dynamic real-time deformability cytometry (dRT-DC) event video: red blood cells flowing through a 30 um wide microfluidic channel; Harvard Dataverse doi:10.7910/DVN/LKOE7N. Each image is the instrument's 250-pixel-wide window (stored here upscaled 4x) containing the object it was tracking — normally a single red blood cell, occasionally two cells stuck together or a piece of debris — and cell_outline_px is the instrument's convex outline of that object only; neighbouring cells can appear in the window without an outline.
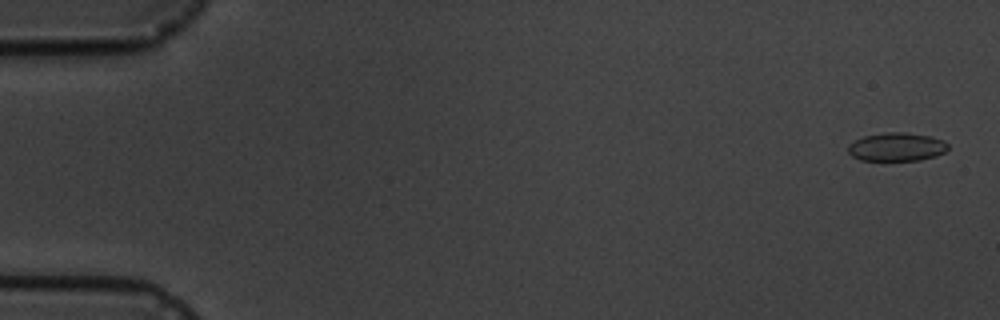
{"species": "common noctule bat (a hibernating species)", "species_latin": "Nyctalus noctula", "temperature_condition": "cold", "stored_images_in_passage": 6, "camera_frame_rate_fps": 3000, "um_per_image_px": 0.085, "animal": {"sex": "male", "body_mass_g": 19.5, "forearm_length_mm": 54.6}, "frame": {"image": 1, "passage_image": 1, "time_ms": 0.0, "image_size_px": [1000, 320], "cell_outline_px": [[948, 148], [944, 152], [936, 156], [920, 160], [860, 160], [852, 156], [848, 152], [848, 144], [864, 136], [884, 132], [904, 132], [932, 136], [944, 140], [948, 144]], "centroid_in_image_um": [76.23, 12.48], "position_along_channel_um": 8.8, "area_um2": 16.65}}
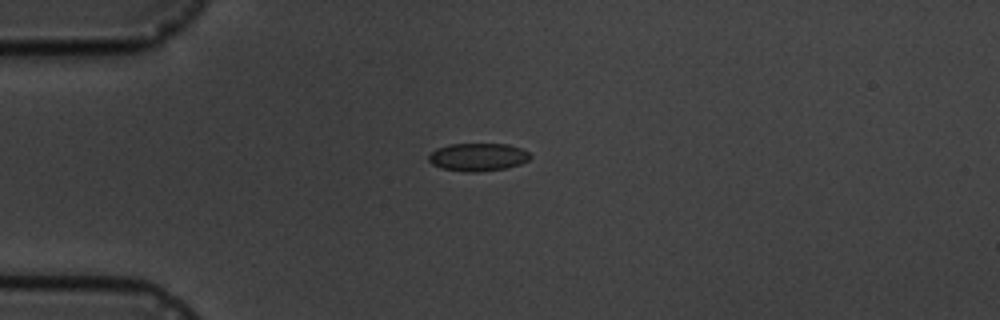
{"frame": {"image": 2, "passage_image": 4, "time_ms": 4.333, "image_size_px": [1000, 320], "cell_outline_px": [[532, 156], [528, 160], [520, 164], [504, 168], [480, 172], [468, 172], [440, 168], [432, 164], [428, 160], [428, 156], [436, 148], [448, 144], [508, 144], [520, 148], [528, 152]], "centroid_in_image_um": [40.6, 13.35], "position_along_channel_um": 44.4, "area_um2": 16.53}}
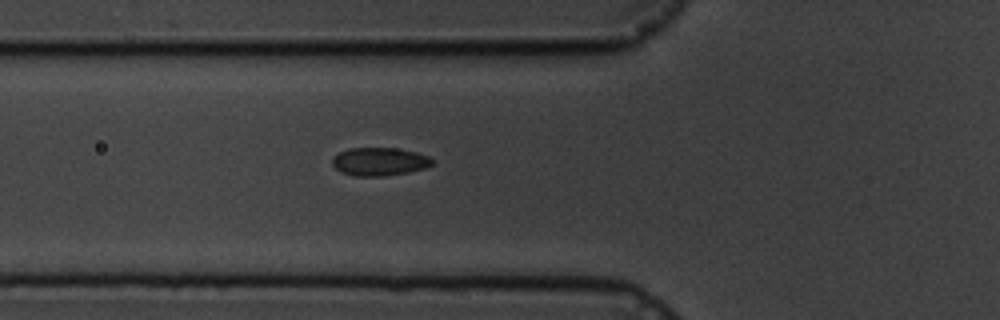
{"frame": {"image": 3, "passage_image": 6, "time_ms": 6.333, "image_size_px": [1000, 320], "cell_outline_px": [[432, 164], [424, 168], [408, 172], [384, 176], [356, 176], [340, 172], [332, 164], [332, 156], [348, 148], [396, 148], [416, 152], [428, 156], [432, 160]], "centroid_in_image_um": [32.21, 13.73], "position_along_channel_um": 93.6, "area_um2": 16.36}}